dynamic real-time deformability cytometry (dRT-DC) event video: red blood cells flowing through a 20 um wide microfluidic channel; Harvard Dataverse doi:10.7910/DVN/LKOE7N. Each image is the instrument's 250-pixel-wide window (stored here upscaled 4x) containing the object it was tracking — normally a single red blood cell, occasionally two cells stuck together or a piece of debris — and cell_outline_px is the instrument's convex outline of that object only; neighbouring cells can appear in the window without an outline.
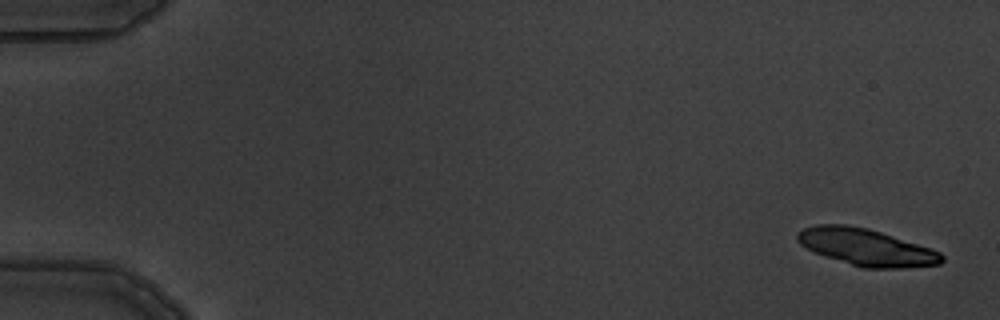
{"species": "common noctule bat (a hibernating species)", "species_latin": "Nyctalus noctula", "temperature_condition": "warm", "stored_images_in_passage": 6, "segment_of_instrument_passage": [2, 2], "camera_frame_rate_fps": 3000, "um_per_image_px": 0.085, "animal": {"sex": "male", "body_mass_g": 19.5, "forearm_length_mm": 54.6}, "frame": {"image": 1, "passage_image": 6, "time_ms": 6.667, "image_size_px": [1000, 320], "cell_outline_px": [[944, 260], [940, 264], [900, 268], [864, 268], [824, 256], [800, 244], [796, 240], [796, 232], [804, 228], [816, 224], [844, 224], [868, 228], [932, 248], [940, 252], [944, 256]], "centroid_in_image_um": [73.63, 21.0], "position_along_channel_um": 11.4, "area_um2": 30.98}}